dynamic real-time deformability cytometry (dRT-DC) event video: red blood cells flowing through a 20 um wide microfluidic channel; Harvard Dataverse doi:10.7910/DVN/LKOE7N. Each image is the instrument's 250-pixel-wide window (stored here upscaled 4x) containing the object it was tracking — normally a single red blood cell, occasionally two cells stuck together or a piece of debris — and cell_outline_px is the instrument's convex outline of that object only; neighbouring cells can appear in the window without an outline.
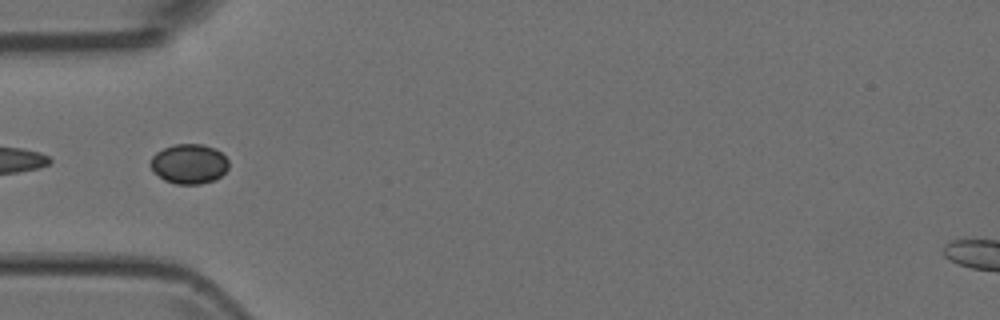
{"species": "Egyptian fruit bat (a non-hibernating species)", "species_latin": "Rousettus aegyptiacus", "temperature_condition": "room temperature", "stored_images_in_passage": 7, "camera_frame_rate_fps": 3000, "um_per_image_px": 0.085, "animal": {"sex": "female"}, "frame": {"image": 1, "passage_image": 5, "time_ms": 1.333, "image_size_px": [1000, 320], "cell_outline_px": [[228, 168], [220, 176], [212, 180], [200, 184], [176, 184], [164, 180], [152, 172], [148, 164], [152, 156], [156, 152], [164, 148], [176, 144], [204, 144], [216, 148], [228, 160]], "centroid_in_image_um": [16.03, 13.92], "position_along_channel_um": 69.0, "area_um2": 18.26}}
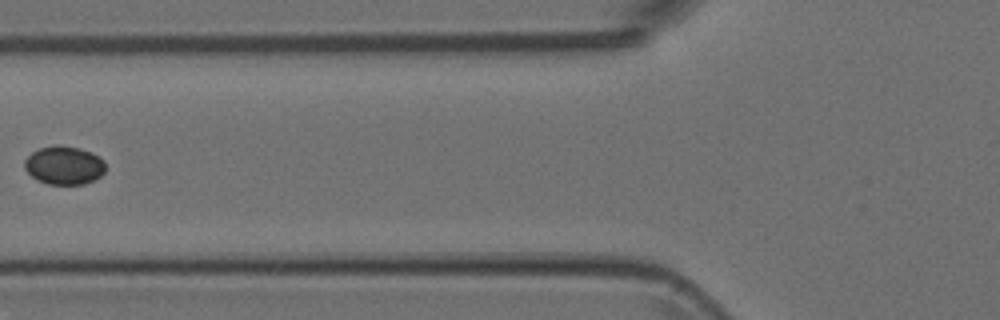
{"frame": {"image": 2, "passage_image": 6, "time_ms": 1.667, "image_size_px": [1000, 320], "cell_outline_px": [[104, 172], [100, 176], [84, 184], [48, 184], [32, 176], [24, 168], [24, 160], [32, 152], [40, 148], [56, 144], [80, 148], [92, 152], [104, 160]], "centroid_in_image_um": [5.45, 14.03], "position_along_channel_um": 120.4, "area_um2": 18.03}}
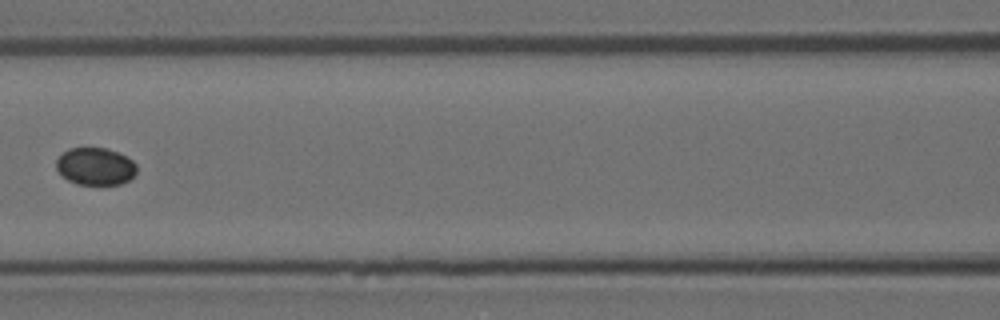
{"frame": {"image": 3, "passage_image": 7, "time_ms": 2.0, "image_size_px": [1000, 320], "cell_outline_px": [[136, 172], [128, 180], [120, 184], [100, 188], [76, 184], [68, 180], [56, 168], [56, 160], [68, 148], [108, 148], [132, 160], [136, 164]], "centroid_in_image_um": [8.11, 14.19], "position_along_channel_um": 158.5, "area_um2": 17.92}}